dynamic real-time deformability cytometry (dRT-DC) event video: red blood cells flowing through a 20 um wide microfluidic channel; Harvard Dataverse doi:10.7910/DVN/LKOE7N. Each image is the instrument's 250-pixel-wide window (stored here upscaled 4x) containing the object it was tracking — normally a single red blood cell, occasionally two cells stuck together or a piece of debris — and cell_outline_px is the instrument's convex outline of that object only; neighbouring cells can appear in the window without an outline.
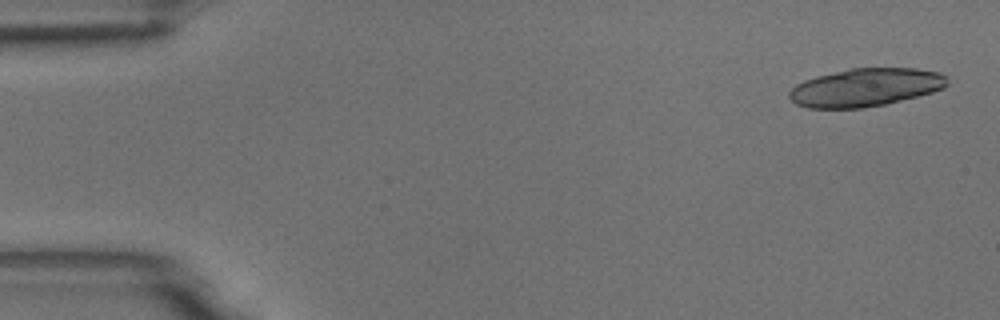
{"species": "common noctule bat (a hibernating species)", "species_latin": "Nyctalus noctula", "temperature_condition": "room temperature", "stored_images_in_passage": 4, "camera_frame_rate_fps": 3000, "um_per_image_px": 0.085, "animal": {"sex": "male", "body_mass_g": 18.8}, "frame": {"image": 1, "passage_image": 1, "time_ms": 0.0, "image_size_px": [1000, 320], "cell_outline_px": [[948, 84], [944, 88], [932, 92], [884, 104], [864, 108], [808, 108], [796, 104], [788, 96], [788, 92], [796, 84], [804, 80], [816, 76], [852, 68], [916, 68], [940, 72], [948, 80]], "centroid_in_image_um": [73.56, 7.43], "position_along_channel_um": 11.4, "area_um2": 34.97}}